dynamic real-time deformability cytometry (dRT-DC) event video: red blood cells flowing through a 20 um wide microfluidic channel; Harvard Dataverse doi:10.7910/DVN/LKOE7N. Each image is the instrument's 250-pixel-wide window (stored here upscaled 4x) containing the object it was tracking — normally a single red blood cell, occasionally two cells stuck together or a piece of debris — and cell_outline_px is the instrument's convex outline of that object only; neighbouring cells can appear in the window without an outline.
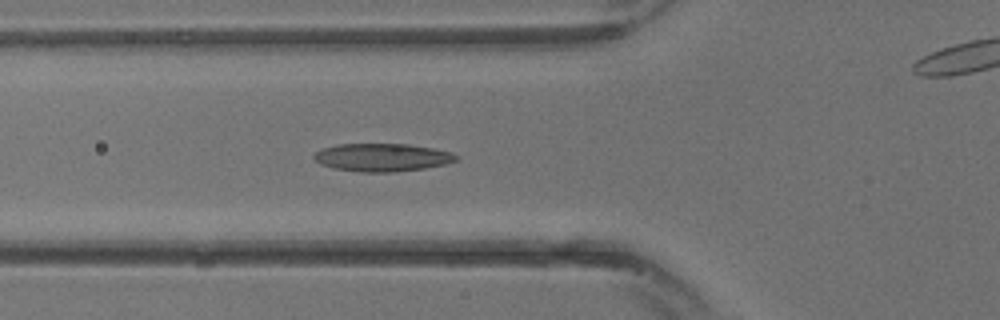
{"species": "common noctule bat (a hibernating species)", "species_latin": "Nyctalus noctula", "temperature_condition": "warm", "stored_images_in_passage": 5, "camera_frame_rate_fps": 3000, "um_per_image_px": 0.085, "animal": {"sex": "male", "body_mass_g": 13.3}, "frame": {"image": 1, "passage_image": 3, "time_ms": 0.667, "image_size_px": [1000, 320], "cell_outline_px": [[460, 160], [448, 164], [424, 168], [396, 172], [360, 172], [332, 168], [320, 164], [312, 156], [316, 152], [324, 148], [340, 144], [408, 144], [432, 148], [452, 152], [460, 156]], "centroid_in_image_um": [32.55, 13.39], "position_along_channel_um": 93.3, "area_um2": 23.35}}
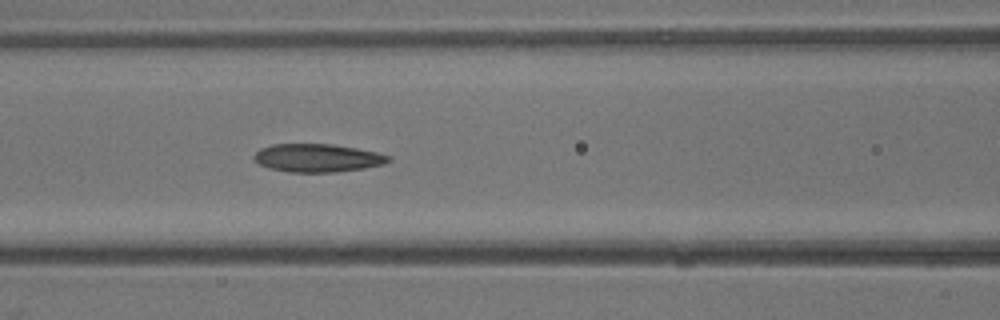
{"frame": {"image": 2, "passage_image": 5, "time_ms": 1.333, "image_size_px": [1000, 320], "cell_outline_px": [[392, 160], [384, 164], [364, 168], [336, 172], [288, 172], [268, 168], [260, 164], [252, 156], [260, 148], [272, 144], [332, 144], [356, 148], [376, 152], [388, 156]], "centroid_in_image_um": [26.97, 13.42], "position_along_channel_um": 139.6, "area_um2": 22.02}}